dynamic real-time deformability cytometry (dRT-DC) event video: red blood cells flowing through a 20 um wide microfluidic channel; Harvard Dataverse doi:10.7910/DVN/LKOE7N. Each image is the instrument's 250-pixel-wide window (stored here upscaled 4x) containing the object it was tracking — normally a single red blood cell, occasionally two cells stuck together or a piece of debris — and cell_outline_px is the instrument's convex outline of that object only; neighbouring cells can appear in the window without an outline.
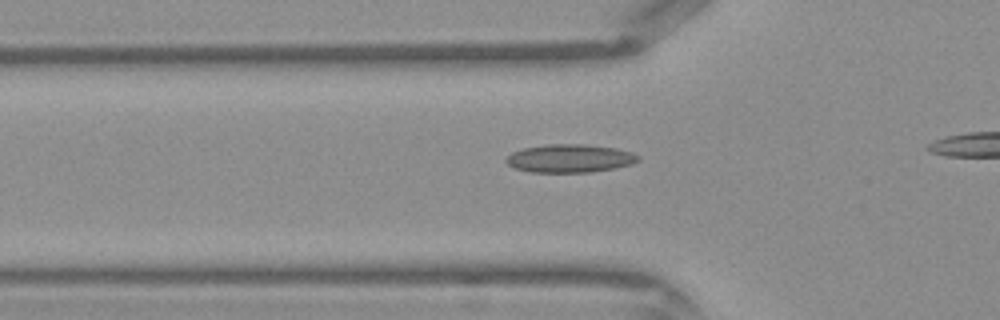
{"species": "Egyptian fruit bat (a non-hibernating species)", "species_latin": "Rousettus aegyptiacus", "temperature_condition": "warm", "stored_images_in_passage": 17, "camera_frame_rate_fps": 3000, "um_per_image_px": 0.085, "frame": {"image": 1, "passage_image": 7, "time_ms": 2.0, "image_size_px": [1000, 320], "cell_outline_px": [[640, 160], [632, 164], [616, 168], [588, 172], [532, 172], [516, 168], [508, 164], [504, 160], [512, 152], [524, 148], [544, 144], [584, 144], [616, 148], [632, 152], [640, 156]], "centroid_in_image_um": [48.46, 13.45], "position_along_channel_um": 77.3, "area_um2": 21.73}}
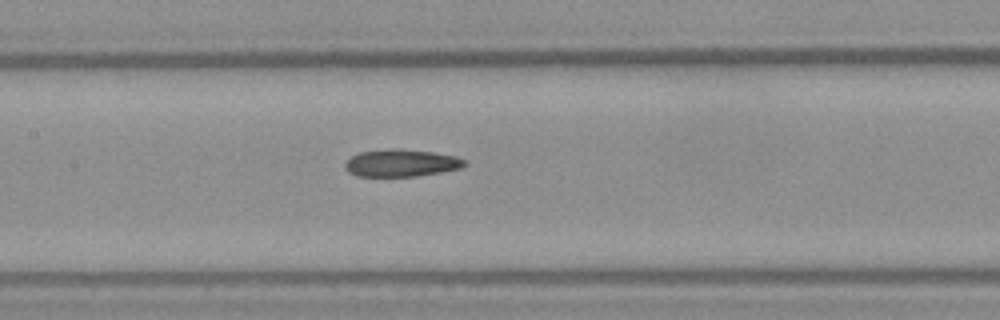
{"frame": {"image": 2, "passage_image": 13, "time_ms": 4.0, "image_size_px": [1000, 320], "cell_outline_px": [[468, 164], [460, 168], [440, 172], [416, 176], [356, 176], [348, 172], [344, 168], [344, 164], [352, 156], [360, 152], [392, 148], [396, 148], [432, 152], [456, 156], [464, 160]], "centroid_in_image_um": [34.09, 13.85], "position_along_channel_um": 173.3, "area_um2": 18.96}}
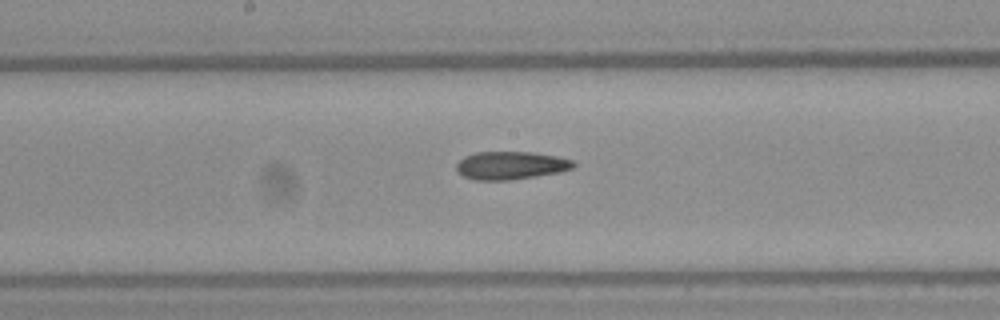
{"frame": {"image": 3, "passage_image": 15, "time_ms": 4.667, "image_size_px": [1000, 320], "cell_outline_px": [[576, 164], [572, 168], [560, 172], [512, 180], [472, 180], [456, 172], [456, 164], [464, 156], [476, 152], [532, 152], [556, 156], [572, 160]], "centroid_in_image_um": [43.38, 14.06], "position_along_channel_um": 204.8, "area_um2": 19.19}}